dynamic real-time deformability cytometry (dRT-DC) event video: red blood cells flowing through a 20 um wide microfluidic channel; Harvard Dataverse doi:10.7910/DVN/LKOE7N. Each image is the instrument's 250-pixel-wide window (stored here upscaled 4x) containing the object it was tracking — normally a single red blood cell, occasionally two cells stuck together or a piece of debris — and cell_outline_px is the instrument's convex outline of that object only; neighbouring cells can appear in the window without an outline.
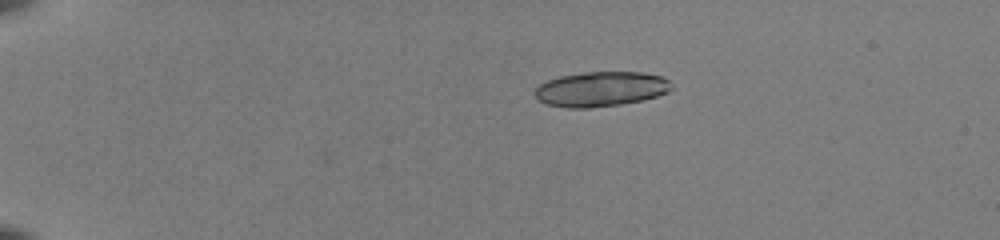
{"species": "common noctule bat (a hibernating species)", "species_latin": "Nyctalus noctula", "temperature_condition": "room temperature", "stored_images_in_passage": 11, "camera_frame_rate_fps": 3000, "um_per_image_px": 0.085, "animal": {"sex": "female", "body_mass_g": 22.0, "forearm_length_mm": 56.7}, "frame": {"image": 1, "passage_image": 1, "time_ms": 0.0, "image_size_px": [1000, 240], "cell_outline_px": [[672, 88], [668, 92], [656, 96], [640, 100], [620, 104], [588, 108], [568, 108], [548, 104], [536, 100], [532, 92], [540, 84], [548, 80], [560, 76], [584, 72], [640, 72], [664, 76], [672, 84]], "centroid_in_image_um": [51.05, 7.56], "position_along_channel_um": 34.0, "area_um2": 27.86}}